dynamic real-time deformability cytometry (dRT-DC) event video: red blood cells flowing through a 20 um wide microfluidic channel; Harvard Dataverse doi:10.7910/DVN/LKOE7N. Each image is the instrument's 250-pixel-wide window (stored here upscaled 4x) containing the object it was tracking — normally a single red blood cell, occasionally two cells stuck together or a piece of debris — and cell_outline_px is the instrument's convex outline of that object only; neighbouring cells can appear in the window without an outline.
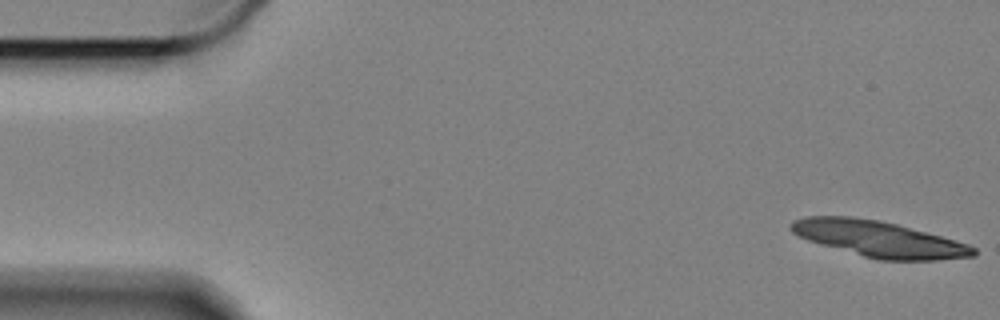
{"species": "Egyptian fruit bat (a non-hibernating species)", "species_latin": "Rousettus aegyptiacus", "temperature_condition": "cold", "stored_images_in_passage": 15, "camera_frame_rate_fps": 3000, "um_per_image_px": 0.085, "animal": {"sex": "female"}, "frame": {"image": 1, "passage_image": 1, "time_ms": 0.0, "image_size_px": [1000, 320], "cell_outline_px": [[976, 256], [940, 260], [880, 260], [864, 256], [820, 244], [808, 240], [792, 232], [788, 228], [792, 220], [804, 216], [852, 216], [880, 220], [896, 224], [956, 240], [968, 244], [976, 248]], "centroid_in_image_um": [74.69, 20.3], "position_along_channel_um": 10.3, "area_um2": 38.21}}